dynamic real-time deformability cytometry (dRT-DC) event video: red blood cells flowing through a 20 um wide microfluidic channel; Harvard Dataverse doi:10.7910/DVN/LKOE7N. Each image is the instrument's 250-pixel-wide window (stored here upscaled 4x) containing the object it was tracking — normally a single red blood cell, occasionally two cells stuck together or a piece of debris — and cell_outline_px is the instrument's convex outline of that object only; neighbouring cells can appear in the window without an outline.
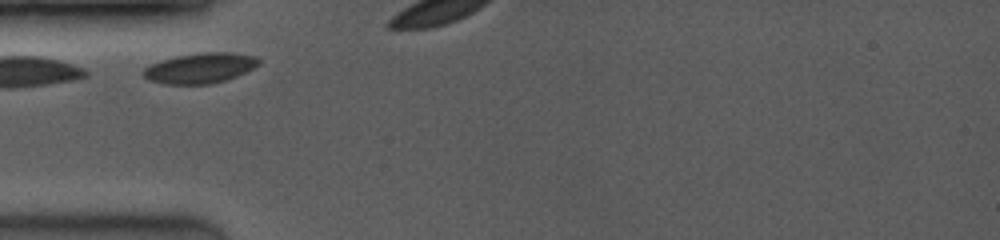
{"species": "common noctule bat (a hibernating species)", "species_latin": "Nyctalus noctula", "temperature_condition": "room temperature", "stored_images_in_passage": 5, "camera_frame_rate_fps": 3500, "um_per_image_px": 0.085, "animal": {"sex": "female", "body_mass_g": 19.0, "forearm_length_mm": 53.3}, "frame": {"image": 1, "passage_image": 1, "time_ms": 0.0, "image_size_px": [1000, 240], "cell_outline_px": [[260, 64], [236, 76], [212, 84], [164, 84], [148, 80], [140, 72], [144, 68], [152, 64], [176, 56], [200, 52], [232, 52], [256, 56], [260, 60]], "centroid_in_image_um": [17.0, 5.78], "position_along_channel_um": 68.0, "area_um2": 20.35}}